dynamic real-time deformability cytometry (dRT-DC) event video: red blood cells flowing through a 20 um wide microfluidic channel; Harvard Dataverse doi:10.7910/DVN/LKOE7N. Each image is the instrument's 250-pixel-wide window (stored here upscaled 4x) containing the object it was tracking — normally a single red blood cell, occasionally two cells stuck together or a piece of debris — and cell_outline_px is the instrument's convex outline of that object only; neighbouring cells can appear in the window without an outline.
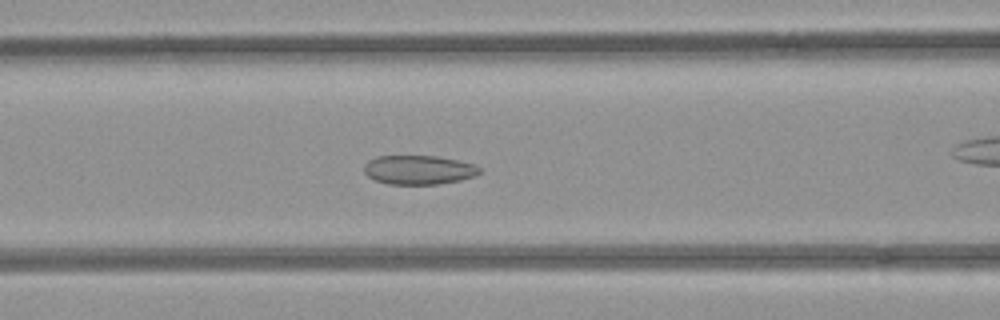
{"species": "common noctule bat (a hibernating species)", "species_latin": "Nyctalus noctula", "temperature_condition": "room temperature", "stored_images_in_passage": 53, "camera_frame_rate_fps": 3000, "um_per_image_px": 0.085, "animal": {"sex": "female", "body_mass_g": 21.9}, "frame": {"image": 1, "passage_image": 21, "time_ms": 6.667, "image_size_px": [1000, 320], "cell_outline_px": [[480, 172], [472, 176], [460, 180], [440, 184], [388, 184], [376, 180], [368, 176], [364, 172], [364, 164], [368, 160], [376, 156], [440, 156], [476, 164], [480, 168]], "centroid_in_image_um": [35.58, 14.43], "position_along_channel_um": 131.0, "area_um2": 19.65}}
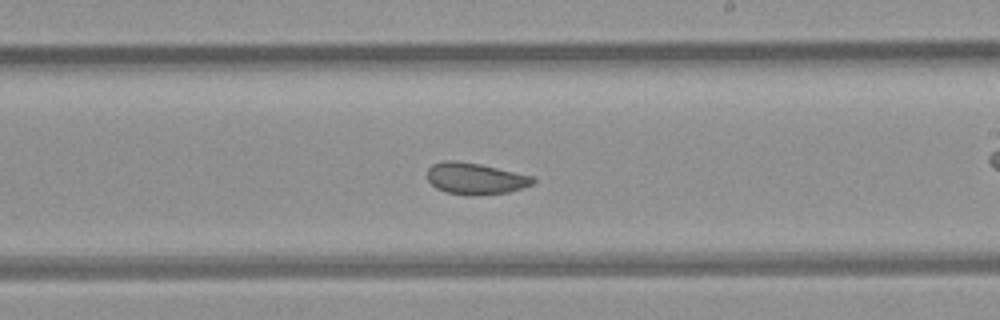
{"frame": {"image": 2, "passage_image": 30, "time_ms": 9.667, "image_size_px": [1000, 320], "cell_outline_px": [[536, 180], [532, 184], [508, 192], [476, 196], [468, 196], [448, 192], [436, 188], [428, 180], [428, 168], [432, 164], [444, 160], [452, 160], [480, 164], [536, 176]], "centroid_in_image_um": [40.42, 15.18], "position_along_channel_um": 248.6, "area_um2": 19.54}}
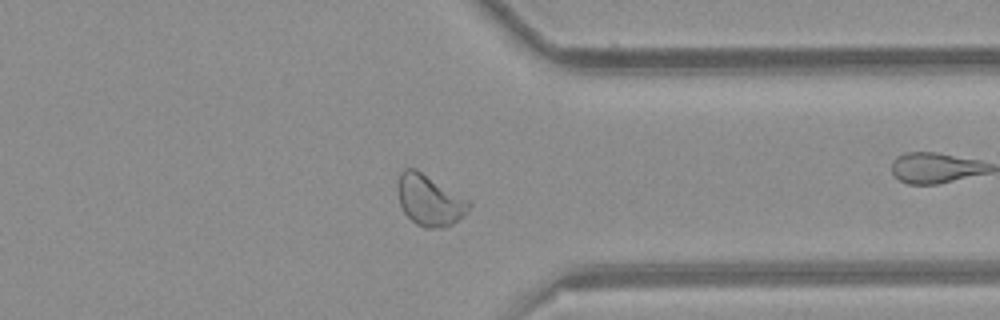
{"frame": {"image": 3, "passage_image": 40, "time_ms": 13.0, "image_size_px": [1000, 320], "cell_outline_px": [[472, 204], [468, 212], [464, 216], [452, 224], [444, 228], [424, 228], [416, 224], [404, 212], [400, 204], [400, 172], [404, 168], [416, 168], [472, 200]], "centroid_in_image_um": [36.6, 17.03], "position_along_channel_um": 374.8, "area_um2": 21.33}, "authors_computed_cell_mechanics": {"area_um2": 21.964, "velocity_mm_per_s": 3.9169, "shape_relaxation_time_tau1_ms": null, "shape_relaxation_time_tau2_ms": 1.1295, "deformation_change_tau1": null, "deformation_change_tau2": 0.0661}}